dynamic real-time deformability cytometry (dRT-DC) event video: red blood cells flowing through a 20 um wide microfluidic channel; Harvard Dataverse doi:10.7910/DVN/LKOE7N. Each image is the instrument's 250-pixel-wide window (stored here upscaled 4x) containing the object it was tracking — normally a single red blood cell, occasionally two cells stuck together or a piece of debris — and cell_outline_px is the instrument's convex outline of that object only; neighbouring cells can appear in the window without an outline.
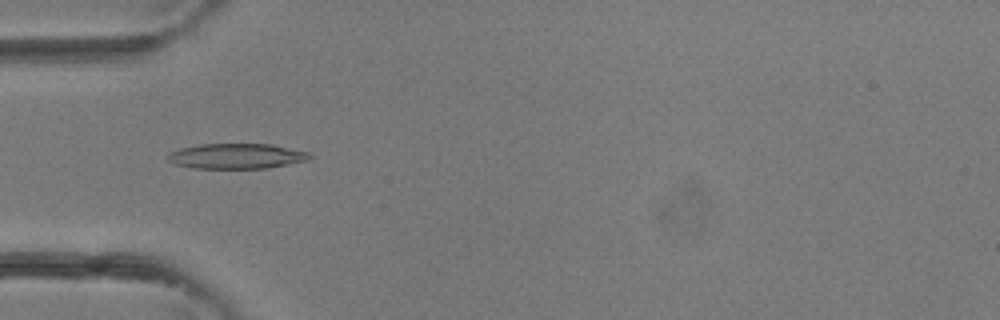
{"species": "common noctule bat (a hibernating species)", "species_latin": "Nyctalus noctula", "temperature_condition": "room temperature", "stored_images_in_passage": 4, "camera_frame_rate_fps": 3000, "um_per_image_px": 0.085, "animal": {"sex": "female"}, "frame": {"image": 1, "passage_image": 4, "time_ms": 1.0, "image_size_px": [1000, 320], "cell_outline_px": [[312, 156], [308, 160], [288, 164], [264, 168], [192, 168], [176, 164], [168, 160], [164, 156], [168, 152], [180, 148], [200, 144], [272, 144], [308, 152]], "centroid_in_image_um": [20.05, 13.26], "position_along_channel_um": 64.9, "area_um2": 20.87}}